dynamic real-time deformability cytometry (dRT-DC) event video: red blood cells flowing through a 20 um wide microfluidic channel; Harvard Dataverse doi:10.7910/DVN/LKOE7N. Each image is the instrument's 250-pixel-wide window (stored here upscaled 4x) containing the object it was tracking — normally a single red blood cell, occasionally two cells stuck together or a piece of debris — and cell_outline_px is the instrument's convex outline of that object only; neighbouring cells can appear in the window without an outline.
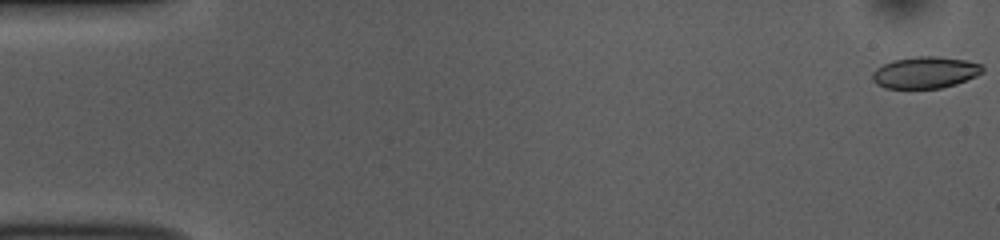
{"species": "common noctule bat (a hibernating species)", "species_latin": "Nyctalus noctula", "temperature_condition": "room temperature", "stored_images_in_passage": 53, "camera_frame_rate_fps": 3000, "um_per_image_px": 0.085, "animal": {"sex": "female", "body_mass_g": 10.0, "forearm_length_mm": 53.1}, "frame": {"image": 1, "passage_image": 1, "time_ms": 0.0, "image_size_px": [1000, 240], "cell_outline_px": [[984, 72], [976, 76], [956, 84], [940, 88], [884, 88], [876, 84], [872, 80], [872, 72], [876, 68], [892, 60], [916, 56], [936, 56], [964, 60], [980, 64], [984, 68]], "centroid_in_image_um": [78.62, 6.16], "position_along_channel_um": 6.4, "area_um2": 20.35}}
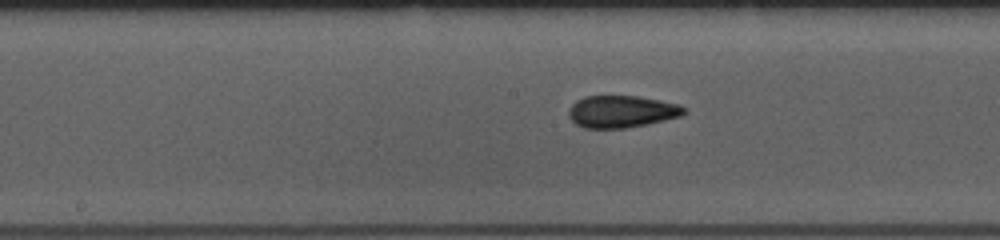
{"frame": {"image": 2, "passage_image": 27, "time_ms": 8.667, "image_size_px": [1000, 240], "cell_outline_px": [[688, 112], [680, 116], [648, 124], [624, 128], [584, 128], [576, 124], [568, 116], [568, 108], [576, 100], [584, 96], [636, 96], [660, 100], [680, 104], [688, 108]], "centroid_in_image_um": [52.85, 9.48], "position_along_channel_um": 195.3, "area_um2": 21.79}}
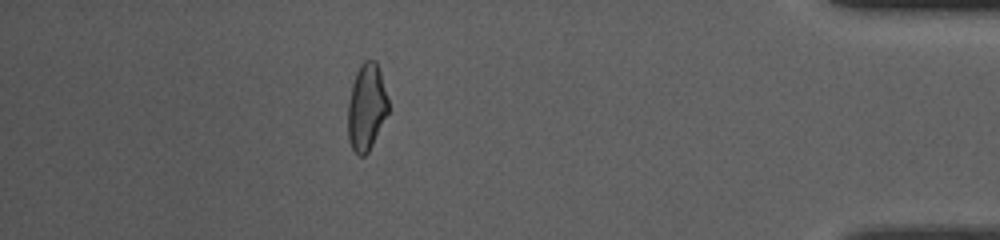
{"frame": {"image": 3, "passage_image": 47, "time_ms": 15.333, "image_size_px": [1000, 240], "cell_outline_px": [[388, 112], [368, 152], [364, 156], [356, 156], [348, 140], [348, 104], [352, 84], [356, 72], [360, 64], [364, 60], [376, 60], [380, 72], [388, 100]], "centroid_in_image_um": [31.13, 9.11], "position_along_channel_um": 404.1, "area_um2": 20.29}, "authors_computed_cell_mechanics": {"area_um2": 21.1548, "velocity_mm_per_s": 3.8104, "shape_relaxation_time_tau1_ms": 6.6648, "shape_relaxation_time_tau2_ms": 2.1787, "deformation_change_tau1": 0.1755, "deformation_change_tau2": 0.07}}